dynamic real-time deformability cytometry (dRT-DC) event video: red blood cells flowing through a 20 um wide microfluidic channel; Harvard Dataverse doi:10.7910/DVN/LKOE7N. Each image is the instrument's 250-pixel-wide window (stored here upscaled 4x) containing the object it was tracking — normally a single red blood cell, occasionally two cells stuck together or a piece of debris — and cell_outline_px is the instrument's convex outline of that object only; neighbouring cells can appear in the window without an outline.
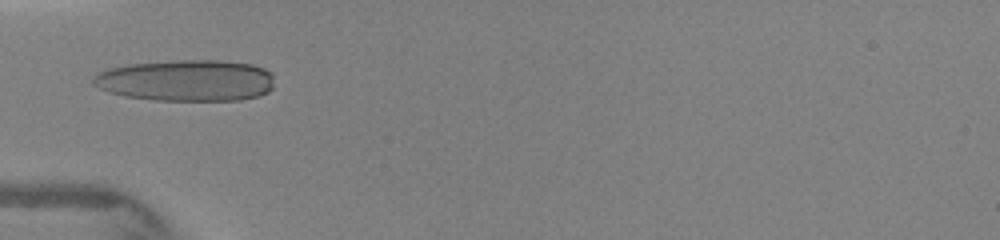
{"species": "human", "species_latin": "Homo sapiens", "temperature_condition": "warm", "stored_images_in_passage": 47, "camera_frame_rate_fps": 3000, "um_per_image_px": 0.085, "donor": {"sex": "female"}, "frame": {"image": 1, "passage_image": 1, "time_ms": 0.0, "image_size_px": [1000, 240], "cell_outline_px": [[272, 88], [268, 92], [260, 96], [240, 100], [156, 100], [124, 96], [108, 92], [92, 84], [92, 76], [108, 68], [128, 64], [176, 60], [220, 60], [252, 64], [264, 68], [272, 72]], "centroid_in_image_um": [15.84, 6.83], "position_along_channel_um": 69.2, "area_um2": 44.04}}
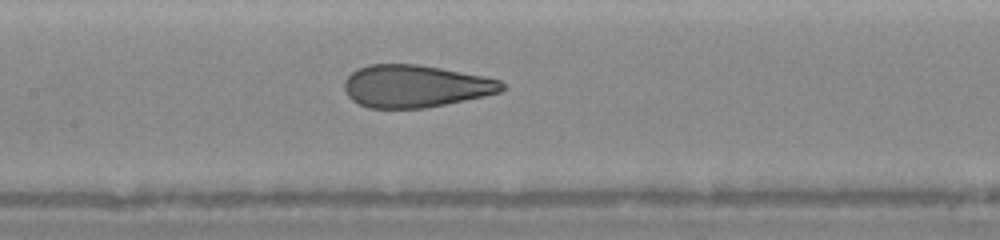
{"frame": {"image": 2, "passage_image": 13, "time_ms": 2.333, "image_size_px": [1000, 240], "cell_outline_px": [[508, 88], [500, 92], [484, 96], [424, 108], [368, 108], [352, 100], [348, 96], [344, 88], [344, 80], [352, 72], [368, 64], [416, 64], [440, 68], [484, 76], [500, 80]], "centroid_in_image_um": [35.31, 7.32], "position_along_channel_um": 172.1, "area_um2": 38.84}}
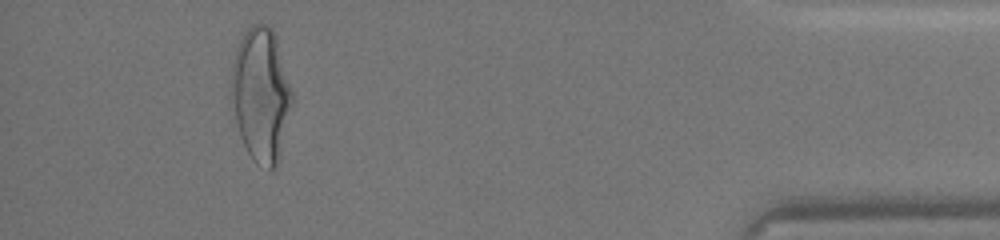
{"frame": {"image": 3, "passage_image": 41, "time_ms": 9.0, "image_size_px": [1000, 240], "cell_outline_px": [[292, 104], [280, 156], [276, 168], [268, 168], [256, 164], [252, 160], [240, 136], [236, 124], [232, 80], [232, 60], [236, 48], [244, 32], [252, 24], [268, 24], [272, 28], [276, 36], [292, 88]], "centroid_in_image_um": [22.21, 8.03], "position_along_channel_um": 413.0, "area_um2": 47.16}}